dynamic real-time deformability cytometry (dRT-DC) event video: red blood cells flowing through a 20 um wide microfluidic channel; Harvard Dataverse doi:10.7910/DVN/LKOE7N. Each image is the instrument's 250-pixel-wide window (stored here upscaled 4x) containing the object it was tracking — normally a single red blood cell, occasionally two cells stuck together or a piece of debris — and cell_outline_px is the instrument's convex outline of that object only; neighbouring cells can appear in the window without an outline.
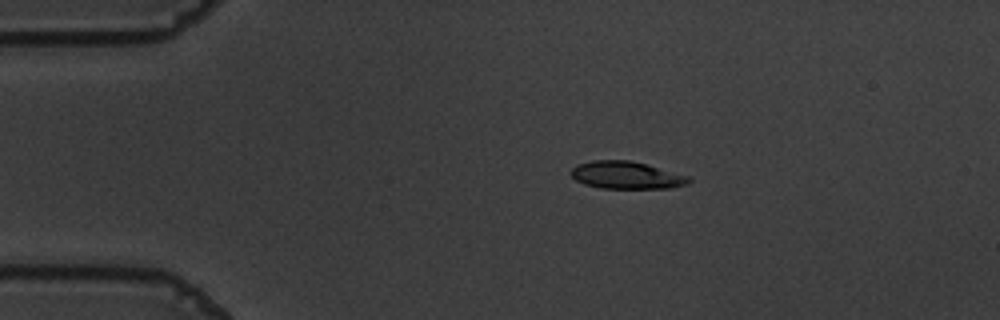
{"species": "common noctule bat (a hibernating species)", "species_latin": "Nyctalus noctula", "temperature_condition": "warm", "stored_images_in_passage": 46, "camera_frame_rate_fps": 3000, "um_per_image_px": 0.085, "animal": {"sex": "male", "body_mass_g": 19.5, "forearm_length_mm": 54.6}, "frame": {"image": 1, "passage_image": 1, "time_ms": 0.0, "image_size_px": [1000, 320], "cell_outline_px": [[692, 180], [688, 184], [668, 188], [600, 188], [584, 184], [576, 180], [572, 176], [572, 168], [576, 164], [592, 160], [628, 160], [692, 176]], "centroid_in_image_um": [53.27, 14.89], "position_along_channel_um": 31.7, "area_um2": 18.84}}
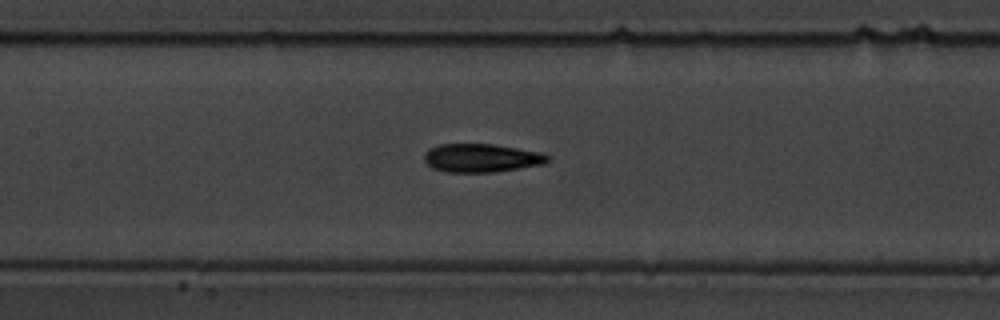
{"frame": {"image": 2, "passage_image": 16, "time_ms": 5.0, "image_size_px": [1000, 320], "cell_outline_px": [[552, 160], [544, 164], [492, 172], [448, 172], [432, 168], [424, 160], [424, 156], [428, 148], [440, 144], [492, 144], [540, 152], [548, 156]], "centroid_in_image_um": [40.91, 13.42], "position_along_channel_um": 166.5, "area_um2": 20.35}}
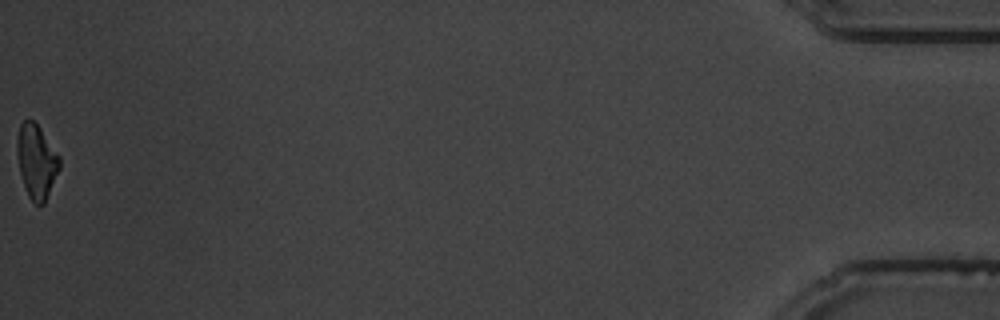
{"frame": {"image": 3, "passage_image": 46, "time_ms": 15.0, "image_size_px": [1000, 320], "cell_outline_px": [[60, 168], [44, 204], [36, 204], [28, 196], [20, 172], [16, 152], [16, 140], [20, 124], [24, 120], [32, 120], [40, 128], [60, 156]], "centroid_in_image_um": [3.1, 13.7], "position_along_channel_um": 432.1, "area_um2": 18.21}, "authors_computed_cell_mechanics": {"area_um2": 19.5653, "velocity_mm_per_s": 3.6487, "shape_relaxation_time_tau1_ms": 3.3574, "shape_relaxation_time_tau2_ms": 2.5661, "deformation_change_tau1": 0.1479, "deformation_change_tau2": 0.1081}}